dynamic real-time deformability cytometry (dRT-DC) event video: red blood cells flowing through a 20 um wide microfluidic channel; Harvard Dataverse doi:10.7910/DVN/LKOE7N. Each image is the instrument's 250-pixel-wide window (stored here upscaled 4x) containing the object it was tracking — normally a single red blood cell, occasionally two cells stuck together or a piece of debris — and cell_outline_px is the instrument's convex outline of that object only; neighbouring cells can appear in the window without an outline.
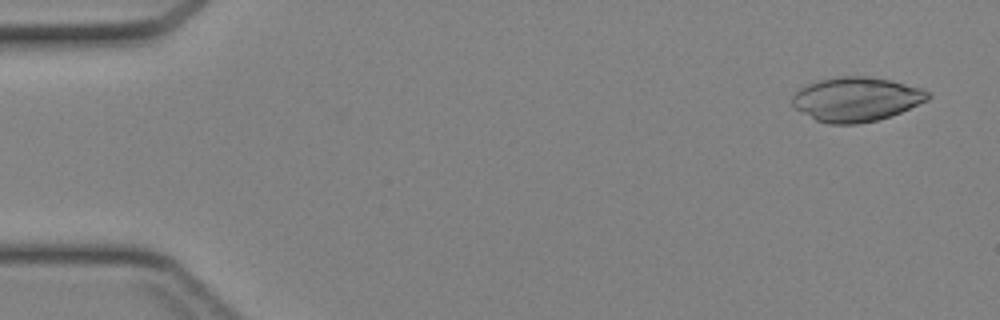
{"species": "Egyptian fruit bat (a non-hibernating species)", "species_latin": "Rousettus aegyptiacus", "temperature_condition": "cold", "stored_images_in_passage": 43, "camera_frame_rate_fps": 3000, "um_per_image_px": 0.085, "animal": {"sex": "female"}, "frame": {"image": 1, "passage_image": 2, "time_ms": 0.333, "image_size_px": [1000, 320], "cell_outline_px": [[932, 96], [928, 100], [900, 112], [876, 120], [856, 124], [828, 124], [816, 120], [796, 108], [792, 104], [792, 96], [800, 88], [808, 84], [820, 80], [840, 76], [868, 76], [888, 80], [924, 88]], "centroid_in_image_um": [72.79, 8.43], "position_along_channel_um": 12.2, "area_um2": 34.74}}
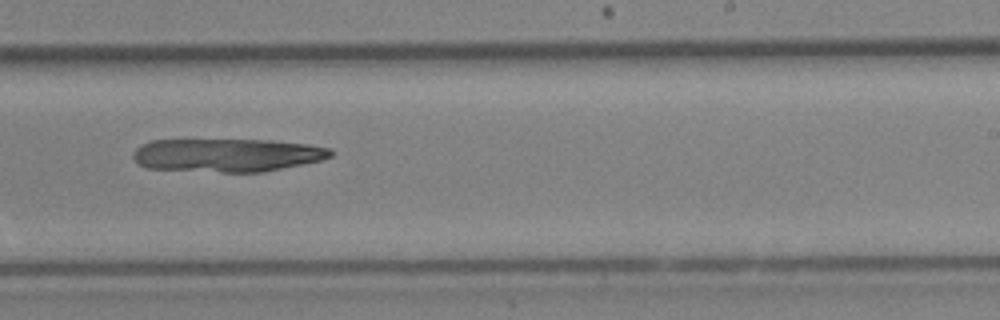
{"frame": {"image": 2, "passage_image": 27, "time_ms": 8.667, "image_size_px": [1000, 320], "cell_outline_px": [[332, 156], [320, 160], [264, 172], [220, 172], [148, 168], [136, 164], [132, 156], [132, 152], [136, 148], [152, 140], [272, 140], [308, 144], [332, 148]], "centroid_in_image_um": [19.29, 13.18], "position_along_channel_um": 269.7, "area_um2": 38.38}}
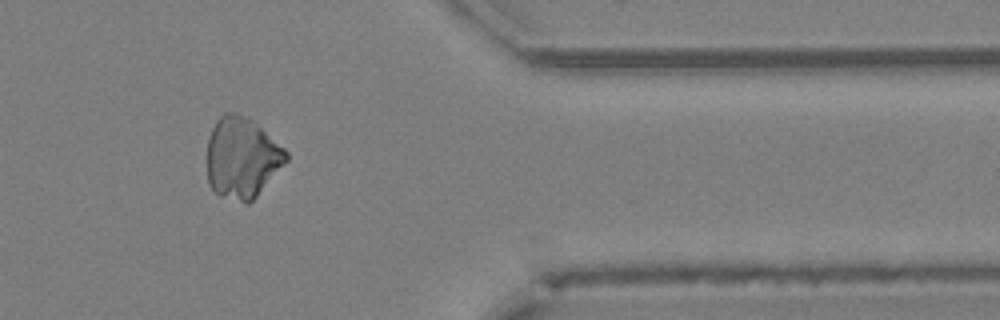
{"frame": {"image": 3, "passage_image": 36, "time_ms": 11.667, "image_size_px": [1000, 320], "cell_outline_px": [[288, 160], [256, 196], [248, 204], [244, 204], [220, 196], [208, 184], [208, 140], [212, 128], [216, 120], [224, 112], [236, 112], [248, 116], [284, 148], [288, 152]], "centroid_in_image_um": [20.56, 13.4], "position_along_channel_um": 390.8, "area_um2": 37.34}}